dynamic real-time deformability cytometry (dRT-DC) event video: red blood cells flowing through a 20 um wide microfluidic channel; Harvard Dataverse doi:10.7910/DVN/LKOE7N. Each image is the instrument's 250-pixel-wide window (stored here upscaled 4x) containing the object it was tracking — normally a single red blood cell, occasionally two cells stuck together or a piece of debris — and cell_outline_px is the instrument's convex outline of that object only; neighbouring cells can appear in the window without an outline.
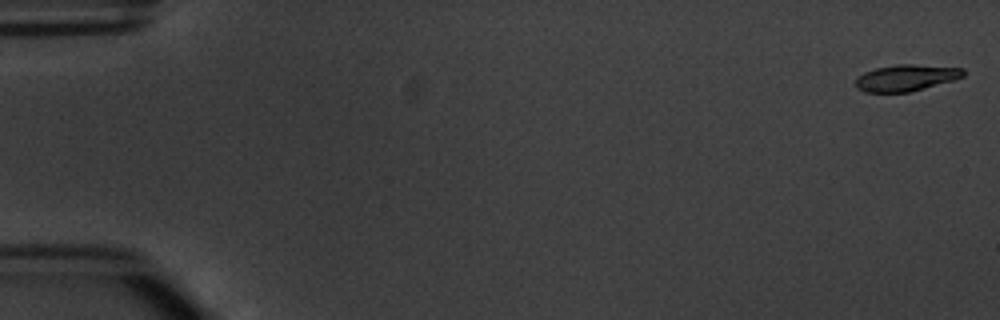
{"species": "common noctule bat (a hibernating species)", "species_latin": "Nyctalus noctula", "temperature_condition": "warm", "stored_images_in_passage": 5, "camera_frame_rate_fps": 3000, "um_per_image_px": 0.085, "animal": {"sex": "male", "body_mass_g": 20.1, "forearm_length_mm": 53.5}, "frame": {"image": 1, "passage_image": 1, "time_ms": 0.0, "image_size_px": [1000, 320], "cell_outline_px": [[964, 76], [952, 80], [924, 88], [908, 92], [864, 92], [856, 88], [856, 80], [864, 72], [876, 68], [896, 64], [912, 64], [964, 68]], "centroid_in_image_um": [77.0, 6.61], "position_along_channel_um": 8.0, "area_um2": 16.42}}
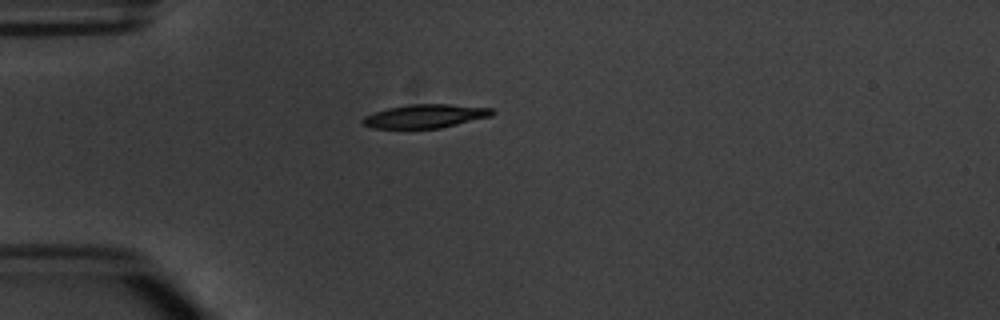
{"frame": {"image": 2, "passage_image": 5, "time_ms": 4.667, "image_size_px": [1000, 320], "cell_outline_px": [[496, 112], [492, 116], [440, 128], [372, 128], [360, 124], [360, 120], [364, 116], [388, 108], [412, 104], [448, 104], [492, 108]], "centroid_in_image_um": [36.14, 9.87], "position_along_channel_um": 48.9, "area_um2": 17.8}}